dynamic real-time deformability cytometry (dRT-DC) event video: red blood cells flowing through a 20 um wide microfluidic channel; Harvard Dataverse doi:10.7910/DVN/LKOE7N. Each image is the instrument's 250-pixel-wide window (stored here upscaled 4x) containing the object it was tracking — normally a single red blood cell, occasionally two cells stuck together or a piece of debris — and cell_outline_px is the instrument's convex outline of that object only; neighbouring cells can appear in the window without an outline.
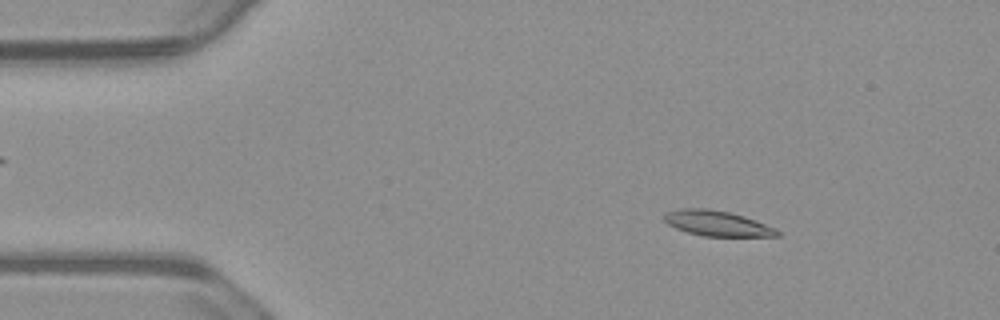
{"species": "common noctule bat (a hibernating species)", "species_latin": "Nyctalus noctula", "temperature_condition": "warm", "stored_images_in_passage": 54, "camera_frame_rate_fps": 3000, "um_per_image_px": 0.085, "animal": {"sex": "male", "body_mass_g": 23.1, "forearm_length_mm": 52.7}, "frame": {"image": 1, "passage_image": 7, "time_ms": 2.0, "image_size_px": [1000, 320], "cell_outline_px": [[780, 236], [704, 236], [688, 232], [676, 228], [668, 224], [664, 220], [664, 216], [668, 212], [684, 208], [704, 208], [728, 212], [776, 228], [780, 232]], "centroid_in_image_um": [60.94, 19.0], "position_along_channel_um": 24.1, "area_um2": 16.18}}
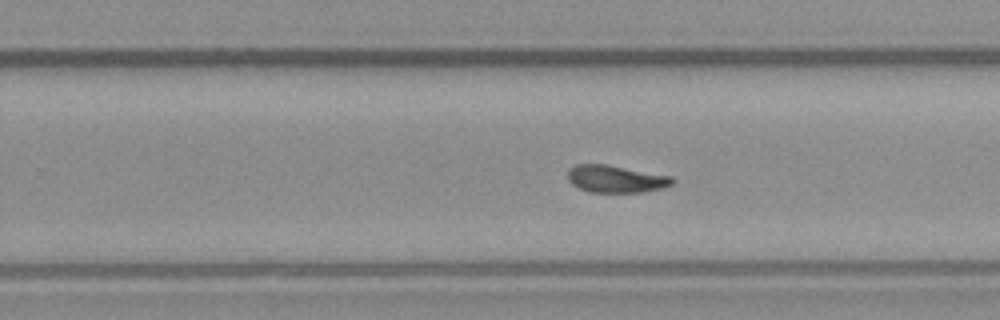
{"frame": {"image": 2, "passage_image": 33, "time_ms": 10.667, "image_size_px": [1000, 320], "cell_outline_px": [[676, 180], [672, 184], [664, 188], [644, 192], [588, 192], [572, 184], [568, 180], [568, 168], [576, 164], [604, 164], [672, 176]], "centroid_in_image_um": [52.35, 15.21], "position_along_channel_um": 277.4, "area_um2": 16.7}}
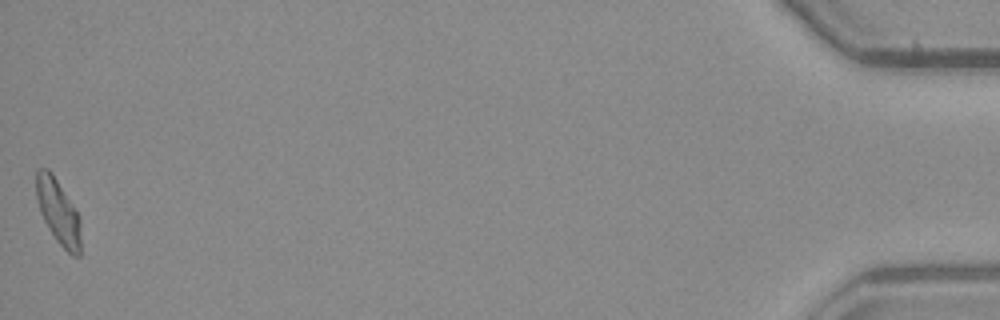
{"frame": {"image": 3, "passage_image": 54, "time_ms": 17.667, "image_size_px": [1000, 320], "cell_outline_px": [[80, 256], [72, 256], [56, 240], [44, 220], [40, 212], [36, 196], [36, 172], [40, 168], [48, 168], [52, 172], [76, 212], [80, 220]], "centroid_in_image_um": [4.93, 18.0], "position_along_channel_um": 430.3, "area_um2": 16.47}, "authors_computed_cell_mechanics": {"area_um2": 16.473, "velocity_mm_per_s": 3.714, "shape_relaxation_time_tau1_ms": null, "shape_relaxation_time_tau2_ms": 4.6285, "deformation_change_tau1": null, "deformation_change_tau2": 0.1099}}